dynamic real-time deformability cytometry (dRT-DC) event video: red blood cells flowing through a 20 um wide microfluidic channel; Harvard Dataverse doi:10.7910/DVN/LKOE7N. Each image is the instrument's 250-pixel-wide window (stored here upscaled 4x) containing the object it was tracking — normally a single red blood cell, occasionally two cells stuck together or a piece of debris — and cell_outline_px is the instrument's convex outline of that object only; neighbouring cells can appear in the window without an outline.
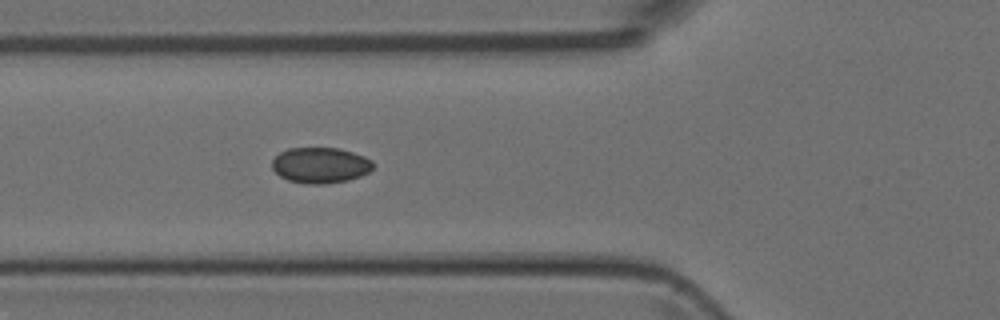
{"species": "Egyptian fruit bat (a non-hibernating species)", "species_latin": "Rousettus aegyptiacus", "temperature_condition": "room temperature", "stored_images_in_passage": 50, "camera_frame_rate_fps": 3000, "um_per_image_px": 0.085, "animal": {"sex": "female"}, "frame": {"image": 1, "passage_image": 18, "time_ms": 5.667, "image_size_px": [1000, 320], "cell_outline_px": [[372, 168], [368, 172], [360, 176], [348, 180], [324, 184], [304, 184], [288, 180], [280, 176], [272, 168], [272, 160], [280, 152], [288, 148], [340, 148], [364, 156], [372, 160]], "centroid_in_image_um": [27.21, 14.04], "position_along_channel_um": 98.6, "area_um2": 21.04}}
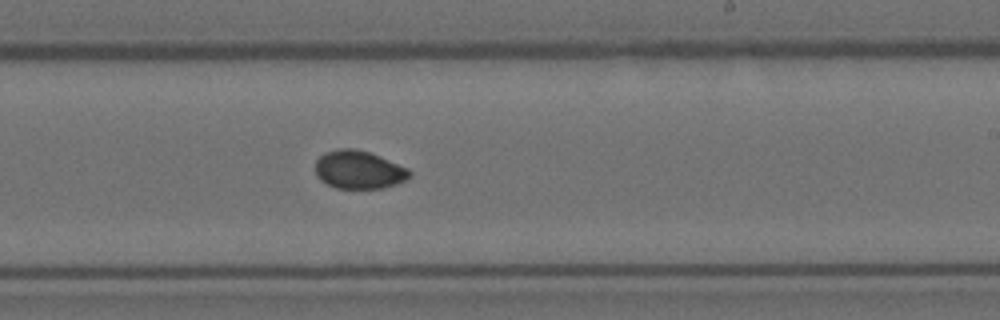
{"frame": {"image": 2, "passage_image": 30, "time_ms": 9.667, "image_size_px": [1000, 320], "cell_outline_px": [[412, 176], [408, 180], [384, 188], [336, 188], [320, 180], [316, 176], [316, 160], [320, 156], [328, 152], [340, 148], [356, 148], [380, 156], [408, 168], [412, 172]], "centroid_in_image_um": [30.54, 14.43], "position_along_channel_um": 258.5, "area_um2": 21.04}}
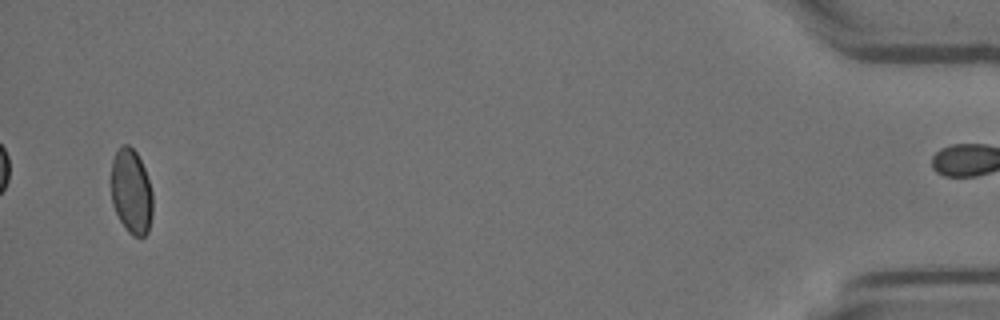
{"frame": {"image": 3, "passage_image": 49, "time_ms": 16.0, "image_size_px": [1000, 320], "cell_outline_px": [[152, 216], [148, 232], [144, 236], [132, 236], [124, 228], [112, 204], [108, 180], [112, 160], [120, 144], [128, 144], [136, 152], [144, 168], [152, 192]], "centroid_in_image_um": [11.11, 16.26], "position_along_channel_um": 424.1, "area_um2": 21.15}}